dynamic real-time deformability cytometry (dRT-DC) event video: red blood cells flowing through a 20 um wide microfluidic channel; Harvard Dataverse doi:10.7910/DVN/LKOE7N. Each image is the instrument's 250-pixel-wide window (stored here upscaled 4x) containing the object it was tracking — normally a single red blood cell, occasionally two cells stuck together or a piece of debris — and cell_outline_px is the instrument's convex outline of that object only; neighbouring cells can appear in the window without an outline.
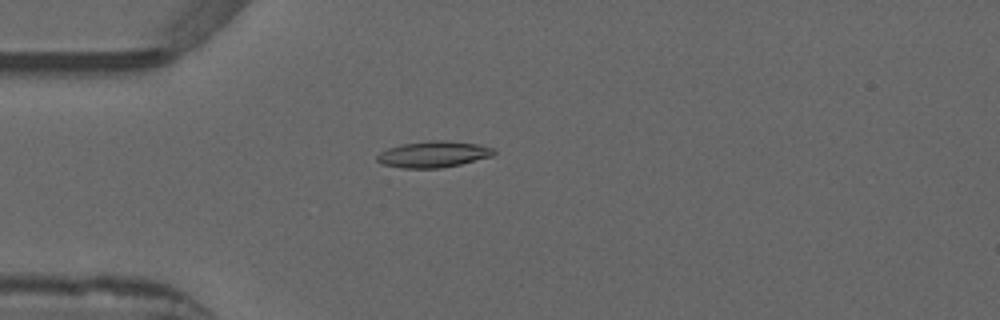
{"species": "common noctule bat (a hibernating species)", "species_latin": "Nyctalus noctula", "temperature_condition": "warm", "stored_images_in_passage": 50, "camera_frame_rate_fps": 3000, "um_per_image_px": 0.085, "animal": {"sex": "male", "forearm_length_mm": 52.5}, "frame": {"image": 1, "passage_image": 15, "time_ms": 4.667, "image_size_px": [1000, 320], "cell_outline_px": [[496, 152], [492, 156], [460, 164], [440, 168], [400, 168], [380, 164], [376, 160], [376, 156], [380, 152], [388, 148], [400, 144], [428, 140], [448, 140], [480, 144], [496, 148]], "centroid_in_image_um": [36.83, 13.1], "position_along_channel_um": 48.2, "area_um2": 18.21}}
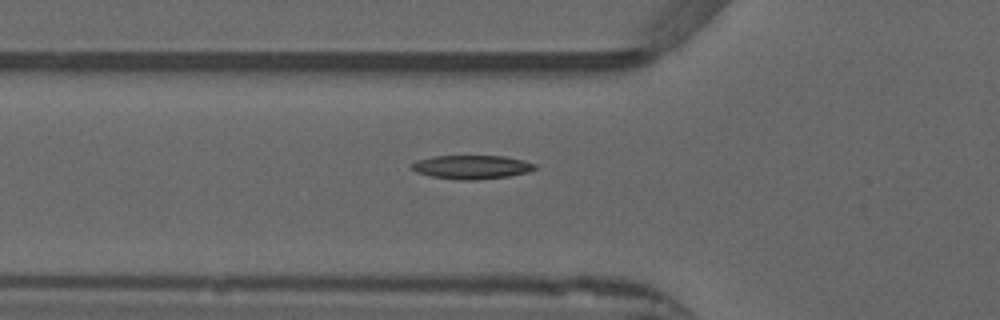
{"frame": {"image": 2, "passage_image": 19, "time_ms": 6.0, "image_size_px": [1000, 320], "cell_outline_px": [[536, 168], [528, 172], [508, 176], [476, 180], [456, 180], [432, 176], [416, 172], [408, 168], [416, 160], [432, 156], [504, 156], [524, 160], [536, 164]], "centroid_in_image_um": [40.06, 14.2], "position_along_channel_um": 85.7, "area_um2": 17.17}}
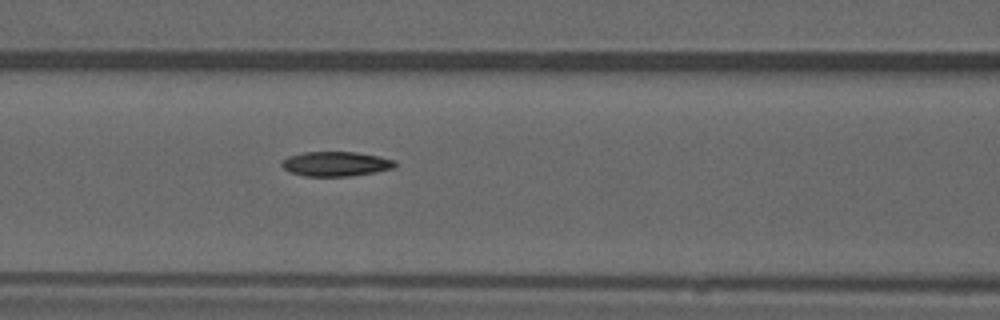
{"frame": {"image": 3, "passage_image": 23, "time_ms": 7.333, "image_size_px": [1000, 320], "cell_outline_px": [[396, 164], [392, 168], [372, 172], [348, 176], [304, 176], [292, 172], [284, 168], [280, 164], [288, 156], [304, 152], [356, 152], [380, 156], [396, 160]], "centroid_in_image_um": [28.55, 13.92], "position_along_channel_um": 138.1, "area_um2": 16.07}, "authors_computed_cell_mechanics": {"area_um2": 16.5308, "velocity_mm_per_s": 3.8762, "shape_relaxation_time_tau1_ms": 7.3308, "shape_relaxation_time_tau2_ms": 2.5801, "deformation_change_tau1": 0.2275, "deformation_change_tau2": 0.07}}